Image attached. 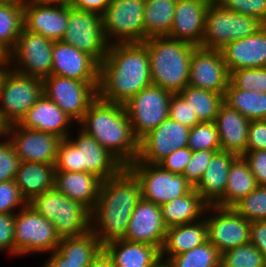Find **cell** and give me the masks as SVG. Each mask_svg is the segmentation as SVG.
Here are the masks:
<instances>
[{
  "label": "cell",
  "instance_id": "obj_54",
  "mask_svg": "<svg viewBox=\"0 0 266 267\" xmlns=\"http://www.w3.org/2000/svg\"><path fill=\"white\" fill-rule=\"evenodd\" d=\"M111 0H69V5L79 10L94 12L102 16Z\"/></svg>",
  "mask_w": 266,
  "mask_h": 267
},
{
  "label": "cell",
  "instance_id": "obj_3",
  "mask_svg": "<svg viewBox=\"0 0 266 267\" xmlns=\"http://www.w3.org/2000/svg\"><path fill=\"white\" fill-rule=\"evenodd\" d=\"M78 124L125 167L138 158L139 139L133 133L123 104L108 102L97 96Z\"/></svg>",
  "mask_w": 266,
  "mask_h": 267
},
{
  "label": "cell",
  "instance_id": "obj_38",
  "mask_svg": "<svg viewBox=\"0 0 266 267\" xmlns=\"http://www.w3.org/2000/svg\"><path fill=\"white\" fill-rule=\"evenodd\" d=\"M23 9L16 4L0 2V45L9 53L23 28Z\"/></svg>",
  "mask_w": 266,
  "mask_h": 267
},
{
  "label": "cell",
  "instance_id": "obj_61",
  "mask_svg": "<svg viewBox=\"0 0 266 267\" xmlns=\"http://www.w3.org/2000/svg\"><path fill=\"white\" fill-rule=\"evenodd\" d=\"M38 2H61V3H68L69 0H34Z\"/></svg>",
  "mask_w": 266,
  "mask_h": 267
},
{
  "label": "cell",
  "instance_id": "obj_5",
  "mask_svg": "<svg viewBox=\"0 0 266 267\" xmlns=\"http://www.w3.org/2000/svg\"><path fill=\"white\" fill-rule=\"evenodd\" d=\"M55 171L88 172L102 181L118 175L125 166L104 149L100 143L83 130L78 131L76 139L61 140L54 163Z\"/></svg>",
  "mask_w": 266,
  "mask_h": 267
},
{
  "label": "cell",
  "instance_id": "obj_15",
  "mask_svg": "<svg viewBox=\"0 0 266 267\" xmlns=\"http://www.w3.org/2000/svg\"><path fill=\"white\" fill-rule=\"evenodd\" d=\"M98 87L99 83H86L63 76L50 75L43 79V93L77 123L98 96Z\"/></svg>",
  "mask_w": 266,
  "mask_h": 267
},
{
  "label": "cell",
  "instance_id": "obj_30",
  "mask_svg": "<svg viewBox=\"0 0 266 267\" xmlns=\"http://www.w3.org/2000/svg\"><path fill=\"white\" fill-rule=\"evenodd\" d=\"M115 267H151L160 259V250L153 245L114 240L103 245Z\"/></svg>",
  "mask_w": 266,
  "mask_h": 267
},
{
  "label": "cell",
  "instance_id": "obj_13",
  "mask_svg": "<svg viewBox=\"0 0 266 267\" xmlns=\"http://www.w3.org/2000/svg\"><path fill=\"white\" fill-rule=\"evenodd\" d=\"M172 94L160 86L151 84L123 104L133 133L139 140L169 117Z\"/></svg>",
  "mask_w": 266,
  "mask_h": 267
},
{
  "label": "cell",
  "instance_id": "obj_45",
  "mask_svg": "<svg viewBox=\"0 0 266 267\" xmlns=\"http://www.w3.org/2000/svg\"><path fill=\"white\" fill-rule=\"evenodd\" d=\"M221 150H200L192 151V156L185 166L183 175L191 183L196 186L202 179L206 168L209 166L213 155Z\"/></svg>",
  "mask_w": 266,
  "mask_h": 267
},
{
  "label": "cell",
  "instance_id": "obj_7",
  "mask_svg": "<svg viewBox=\"0 0 266 267\" xmlns=\"http://www.w3.org/2000/svg\"><path fill=\"white\" fill-rule=\"evenodd\" d=\"M263 26L257 18L228 10L212 0L206 10L200 47L222 50L230 42L255 34Z\"/></svg>",
  "mask_w": 266,
  "mask_h": 267
},
{
  "label": "cell",
  "instance_id": "obj_58",
  "mask_svg": "<svg viewBox=\"0 0 266 267\" xmlns=\"http://www.w3.org/2000/svg\"><path fill=\"white\" fill-rule=\"evenodd\" d=\"M32 1H34V0H0V2L16 4V5L21 6L23 8L26 7Z\"/></svg>",
  "mask_w": 266,
  "mask_h": 267
},
{
  "label": "cell",
  "instance_id": "obj_44",
  "mask_svg": "<svg viewBox=\"0 0 266 267\" xmlns=\"http://www.w3.org/2000/svg\"><path fill=\"white\" fill-rule=\"evenodd\" d=\"M222 7L252 16L266 25V0H215Z\"/></svg>",
  "mask_w": 266,
  "mask_h": 267
},
{
  "label": "cell",
  "instance_id": "obj_48",
  "mask_svg": "<svg viewBox=\"0 0 266 267\" xmlns=\"http://www.w3.org/2000/svg\"><path fill=\"white\" fill-rule=\"evenodd\" d=\"M169 118L179 122L180 124L193 128L200 123L196 114L178 93L172 94L169 102Z\"/></svg>",
  "mask_w": 266,
  "mask_h": 267
},
{
  "label": "cell",
  "instance_id": "obj_27",
  "mask_svg": "<svg viewBox=\"0 0 266 267\" xmlns=\"http://www.w3.org/2000/svg\"><path fill=\"white\" fill-rule=\"evenodd\" d=\"M222 151L242 156L246 152L250 120L223 103L215 118Z\"/></svg>",
  "mask_w": 266,
  "mask_h": 267
},
{
  "label": "cell",
  "instance_id": "obj_2",
  "mask_svg": "<svg viewBox=\"0 0 266 267\" xmlns=\"http://www.w3.org/2000/svg\"><path fill=\"white\" fill-rule=\"evenodd\" d=\"M141 198L139 180L127 167L102 181L98 202L91 211V231L102 245L125 237L131 214Z\"/></svg>",
  "mask_w": 266,
  "mask_h": 267
},
{
  "label": "cell",
  "instance_id": "obj_4",
  "mask_svg": "<svg viewBox=\"0 0 266 267\" xmlns=\"http://www.w3.org/2000/svg\"><path fill=\"white\" fill-rule=\"evenodd\" d=\"M143 43L150 58L152 84L173 94L181 92L189 84L191 55L197 46L167 36L147 38Z\"/></svg>",
  "mask_w": 266,
  "mask_h": 267
},
{
  "label": "cell",
  "instance_id": "obj_32",
  "mask_svg": "<svg viewBox=\"0 0 266 267\" xmlns=\"http://www.w3.org/2000/svg\"><path fill=\"white\" fill-rule=\"evenodd\" d=\"M207 207L193 188L188 194L162 204V219L167 228L192 223L204 217Z\"/></svg>",
  "mask_w": 266,
  "mask_h": 267
},
{
  "label": "cell",
  "instance_id": "obj_49",
  "mask_svg": "<svg viewBox=\"0 0 266 267\" xmlns=\"http://www.w3.org/2000/svg\"><path fill=\"white\" fill-rule=\"evenodd\" d=\"M15 214L0 213V251L15 255L14 242Z\"/></svg>",
  "mask_w": 266,
  "mask_h": 267
},
{
  "label": "cell",
  "instance_id": "obj_47",
  "mask_svg": "<svg viewBox=\"0 0 266 267\" xmlns=\"http://www.w3.org/2000/svg\"><path fill=\"white\" fill-rule=\"evenodd\" d=\"M26 204L14 180L0 183V213L15 214L16 208H23Z\"/></svg>",
  "mask_w": 266,
  "mask_h": 267
},
{
  "label": "cell",
  "instance_id": "obj_60",
  "mask_svg": "<svg viewBox=\"0 0 266 267\" xmlns=\"http://www.w3.org/2000/svg\"><path fill=\"white\" fill-rule=\"evenodd\" d=\"M10 64H0V83L4 73L8 70ZM7 67V68H6Z\"/></svg>",
  "mask_w": 266,
  "mask_h": 267
},
{
  "label": "cell",
  "instance_id": "obj_55",
  "mask_svg": "<svg viewBox=\"0 0 266 267\" xmlns=\"http://www.w3.org/2000/svg\"><path fill=\"white\" fill-rule=\"evenodd\" d=\"M50 254L51 256L47 259L43 267H88L91 264L67 262V258L58 249H55Z\"/></svg>",
  "mask_w": 266,
  "mask_h": 267
},
{
  "label": "cell",
  "instance_id": "obj_21",
  "mask_svg": "<svg viewBox=\"0 0 266 267\" xmlns=\"http://www.w3.org/2000/svg\"><path fill=\"white\" fill-rule=\"evenodd\" d=\"M100 64L89 54L62 41L53 43L52 75L99 83Z\"/></svg>",
  "mask_w": 266,
  "mask_h": 267
},
{
  "label": "cell",
  "instance_id": "obj_57",
  "mask_svg": "<svg viewBox=\"0 0 266 267\" xmlns=\"http://www.w3.org/2000/svg\"><path fill=\"white\" fill-rule=\"evenodd\" d=\"M9 63V52L0 45V64Z\"/></svg>",
  "mask_w": 266,
  "mask_h": 267
},
{
  "label": "cell",
  "instance_id": "obj_12",
  "mask_svg": "<svg viewBox=\"0 0 266 267\" xmlns=\"http://www.w3.org/2000/svg\"><path fill=\"white\" fill-rule=\"evenodd\" d=\"M144 6L145 0L110 1L102 15L103 32L109 44L144 42Z\"/></svg>",
  "mask_w": 266,
  "mask_h": 267
},
{
  "label": "cell",
  "instance_id": "obj_19",
  "mask_svg": "<svg viewBox=\"0 0 266 267\" xmlns=\"http://www.w3.org/2000/svg\"><path fill=\"white\" fill-rule=\"evenodd\" d=\"M230 83V72L224 62L221 50L197 46L191 55L190 86L225 94Z\"/></svg>",
  "mask_w": 266,
  "mask_h": 267
},
{
  "label": "cell",
  "instance_id": "obj_22",
  "mask_svg": "<svg viewBox=\"0 0 266 267\" xmlns=\"http://www.w3.org/2000/svg\"><path fill=\"white\" fill-rule=\"evenodd\" d=\"M167 227L162 219L161 206L141 198L131 214L124 240L162 248Z\"/></svg>",
  "mask_w": 266,
  "mask_h": 267
},
{
  "label": "cell",
  "instance_id": "obj_11",
  "mask_svg": "<svg viewBox=\"0 0 266 267\" xmlns=\"http://www.w3.org/2000/svg\"><path fill=\"white\" fill-rule=\"evenodd\" d=\"M62 42L92 56L99 64L107 55L109 43L103 32L102 16L71 7L68 3V23Z\"/></svg>",
  "mask_w": 266,
  "mask_h": 267
},
{
  "label": "cell",
  "instance_id": "obj_34",
  "mask_svg": "<svg viewBox=\"0 0 266 267\" xmlns=\"http://www.w3.org/2000/svg\"><path fill=\"white\" fill-rule=\"evenodd\" d=\"M177 0H145L143 22L144 41L164 37L170 33Z\"/></svg>",
  "mask_w": 266,
  "mask_h": 267
},
{
  "label": "cell",
  "instance_id": "obj_42",
  "mask_svg": "<svg viewBox=\"0 0 266 267\" xmlns=\"http://www.w3.org/2000/svg\"><path fill=\"white\" fill-rule=\"evenodd\" d=\"M188 147L192 151L221 150L215 122H200L190 128Z\"/></svg>",
  "mask_w": 266,
  "mask_h": 267
},
{
  "label": "cell",
  "instance_id": "obj_18",
  "mask_svg": "<svg viewBox=\"0 0 266 267\" xmlns=\"http://www.w3.org/2000/svg\"><path fill=\"white\" fill-rule=\"evenodd\" d=\"M5 137L12 142L21 162L54 164L61 138L39 130L27 129L18 123L5 128Z\"/></svg>",
  "mask_w": 266,
  "mask_h": 267
},
{
  "label": "cell",
  "instance_id": "obj_29",
  "mask_svg": "<svg viewBox=\"0 0 266 267\" xmlns=\"http://www.w3.org/2000/svg\"><path fill=\"white\" fill-rule=\"evenodd\" d=\"M208 241L207 224L204 217L198 221L167 228L160 258L180 255Z\"/></svg>",
  "mask_w": 266,
  "mask_h": 267
},
{
  "label": "cell",
  "instance_id": "obj_53",
  "mask_svg": "<svg viewBox=\"0 0 266 267\" xmlns=\"http://www.w3.org/2000/svg\"><path fill=\"white\" fill-rule=\"evenodd\" d=\"M249 242L263 254L266 261V220L251 222Z\"/></svg>",
  "mask_w": 266,
  "mask_h": 267
},
{
  "label": "cell",
  "instance_id": "obj_28",
  "mask_svg": "<svg viewBox=\"0 0 266 267\" xmlns=\"http://www.w3.org/2000/svg\"><path fill=\"white\" fill-rule=\"evenodd\" d=\"M102 180L88 172L55 171L54 187L92 211L98 202Z\"/></svg>",
  "mask_w": 266,
  "mask_h": 267
},
{
  "label": "cell",
  "instance_id": "obj_41",
  "mask_svg": "<svg viewBox=\"0 0 266 267\" xmlns=\"http://www.w3.org/2000/svg\"><path fill=\"white\" fill-rule=\"evenodd\" d=\"M232 208L250 222L266 220V186H258Z\"/></svg>",
  "mask_w": 266,
  "mask_h": 267
},
{
  "label": "cell",
  "instance_id": "obj_6",
  "mask_svg": "<svg viewBox=\"0 0 266 267\" xmlns=\"http://www.w3.org/2000/svg\"><path fill=\"white\" fill-rule=\"evenodd\" d=\"M28 204L55 226L60 239L91 230V211L55 187L32 198Z\"/></svg>",
  "mask_w": 266,
  "mask_h": 267
},
{
  "label": "cell",
  "instance_id": "obj_24",
  "mask_svg": "<svg viewBox=\"0 0 266 267\" xmlns=\"http://www.w3.org/2000/svg\"><path fill=\"white\" fill-rule=\"evenodd\" d=\"M221 53L230 73L245 68L266 67V25L253 35L230 42Z\"/></svg>",
  "mask_w": 266,
  "mask_h": 267
},
{
  "label": "cell",
  "instance_id": "obj_14",
  "mask_svg": "<svg viewBox=\"0 0 266 267\" xmlns=\"http://www.w3.org/2000/svg\"><path fill=\"white\" fill-rule=\"evenodd\" d=\"M53 43L40 34L22 28L16 46L9 53V67L23 75L41 79L52 75Z\"/></svg>",
  "mask_w": 266,
  "mask_h": 267
},
{
  "label": "cell",
  "instance_id": "obj_40",
  "mask_svg": "<svg viewBox=\"0 0 266 267\" xmlns=\"http://www.w3.org/2000/svg\"><path fill=\"white\" fill-rule=\"evenodd\" d=\"M221 267H266V261L263 254L249 242L223 252Z\"/></svg>",
  "mask_w": 266,
  "mask_h": 267
},
{
  "label": "cell",
  "instance_id": "obj_1",
  "mask_svg": "<svg viewBox=\"0 0 266 267\" xmlns=\"http://www.w3.org/2000/svg\"><path fill=\"white\" fill-rule=\"evenodd\" d=\"M152 84L150 58L143 42L110 44L100 63L98 96L125 104Z\"/></svg>",
  "mask_w": 266,
  "mask_h": 267
},
{
  "label": "cell",
  "instance_id": "obj_59",
  "mask_svg": "<svg viewBox=\"0 0 266 267\" xmlns=\"http://www.w3.org/2000/svg\"><path fill=\"white\" fill-rule=\"evenodd\" d=\"M151 267H171L166 259H158Z\"/></svg>",
  "mask_w": 266,
  "mask_h": 267
},
{
  "label": "cell",
  "instance_id": "obj_20",
  "mask_svg": "<svg viewBox=\"0 0 266 267\" xmlns=\"http://www.w3.org/2000/svg\"><path fill=\"white\" fill-rule=\"evenodd\" d=\"M67 23L68 3L32 1L23 9V28L54 42L61 41Z\"/></svg>",
  "mask_w": 266,
  "mask_h": 267
},
{
  "label": "cell",
  "instance_id": "obj_9",
  "mask_svg": "<svg viewBox=\"0 0 266 267\" xmlns=\"http://www.w3.org/2000/svg\"><path fill=\"white\" fill-rule=\"evenodd\" d=\"M60 238L51 221L37 213L28 203L15 212L14 242L15 256L30 253H52Z\"/></svg>",
  "mask_w": 266,
  "mask_h": 267
},
{
  "label": "cell",
  "instance_id": "obj_16",
  "mask_svg": "<svg viewBox=\"0 0 266 267\" xmlns=\"http://www.w3.org/2000/svg\"><path fill=\"white\" fill-rule=\"evenodd\" d=\"M207 213L210 215L208 216ZM205 219L208 241L221 254L249 243L251 222L238 214L232 207L208 206L205 211Z\"/></svg>",
  "mask_w": 266,
  "mask_h": 267
},
{
  "label": "cell",
  "instance_id": "obj_26",
  "mask_svg": "<svg viewBox=\"0 0 266 267\" xmlns=\"http://www.w3.org/2000/svg\"><path fill=\"white\" fill-rule=\"evenodd\" d=\"M237 157L232 152H216L206 168L202 179L194 187L208 205L223 207V195L228 181V172L233 160Z\"/></svg>",
  "mask_w": 266,
  "mask_h": 267
},
{
  "label": "cell",
  "instance_id": "obj_36",
  "mask_svg": "<svg viewBox=\"0 0 266 267\" xmlns=\"http://www.w3.org/2000/svg\"><path fill=\"white\" fill-rule=\"evenodd\" d=\"M57 249L67 258V262L91 263L103 250V245L90 230L80 236L62 238Z\"/></svg>",
  "mask_w": 266,
  "mask_h": 267
},
{
  "label": "cell",
  "instance_id": "obj_51",
  "mask_svg": "<svg viewBox=\"0 0 266 267\" xmlns=\"http://www.w3.org/2000/svg\"><path fill=\"white\" fill-rule=\"evenodd\" d=\"M191 156L192 150L189 147L177 149L161 160L158 165L174 174H183L185 166L187 165Z\"/></svg>",
  "mask_w": 266,
  "mask_h": 267
},
{
  "label": "cell",
  "instance_id": "obj_37",
  "mask_svg": "<svg viewBox=\"0 0 266 267\" xmlns=\"http://www.w3.org/2000/svg\"><path fill=\"white\" fill-rule=\"evenodd\" d=\"M196 114L200 122H214L220 106L224 103V94L211 92L187 85L178 93Z\"/></svg>",
  "mask_w": 266,
  "mask_h": 267
},
{
  "label": "cell",
  "instance_id": "obj_35",
  "mask_svg": "<svg viewBox=\"0 0 266 267\" xmlns=\"http://www.w3.org/2000/svg\"><path fill=\"white\" fill-rule=\"evenodd\" d=\"M224 103L250 121L266 120V93L238 89L230 82L224 94Z\"/></svg>",
  "mask_w": 266,
  "mask_h": 267
},
{
  "label": "cell",
  "instance_id": "obj_43",
  "mask_svg": "<svg viewBox=\"0 0 266 267\" xmlns=\"http://www.w3.org/2000/svg\"><path fill=\"white\" fill-rule=\"evenodd\" d=\"M230 82L238 89L266 93V67L235 70Z\"/></svg>",
  "mask_w": 266,
  "mask_h": 267
},
{
  "label": "cell",
  "instance_id": "obj_56",
  "mask_svg": "<svg viewBox=\"0 0 266 267\" xmlns=\"http://www.w3.org/2000/svg\"><path fill=\"white\" fill-rule=\"evenodd\" d=\"M88 267H115L112 259L102 250Z\"/></svg>",
  "mask_w": 266,
  "mask_h": 267
},
{
  "label": "cell",
  "instance_id": "obj_33",
  "mask_svg": "<svg viewBox=\"0 0 266 267\" xmlns=\"http://www.w3.org/2000/svg\"><path fill=\"white\" fill-rule=\"evenodd\" d=\"M258 187L243 156H237L230 165L228 181L223 195V207H232Z\"/></svg>",
  "mask_w": 266,
  "mask_h": 267
},
{
  "label": "cell",
  "instance_id": "obj_39",
  "mask_svg": "<svg viewBox=\"0 0 266 267\" xmlns=\"http://www.w3.org/2000/svg\"><path fill=\"white\" fill-rule=\"evenodd\" d=\"M167 261L171 267H221V253L206 241L187 252L169 257Z\"/></svg>",
  "mask_w": 266,
  "mask_h": 267
},
{
  "label": "cell",
  "instance_id": "obj_10",
  "mask_svg": "<svg viewBox=\"0 0 266 267\" xmlns=\"http://www.w3.org/2000/svg\"><path fill=\"white\" fill-rule=\"evenodd\" d=\"M127 168L139 180L142 198L160 206L194 188L183 174H174L158 164L133 162Z\"/></svg>",
  "mask_w": 266,
  "mask_h": 267
},
{
  "label": "cell",
  "instance_id": "obj_46",
  "mask_svg": "<svg viewBox=\"0 0 266 267\" xmlns=\"http://www.w3.org/2000/svg\"><path fill=\"white\" fill-rule=\"evenodd\" d=\"M6 139L0 141V183L14 180L21 163L12 142L8 137Z\"/></svg>",
  "mask_w": 266,
  "mask_h": 267
},
{
  "label": "cell",
  "instance_id": "obj_25",
  "mask_svg": "<svg viewBox=\"0 0 266 267\" xmlns=\"http://www.w3.org/2000/svg\"><path fill=\"white\" fill-rule=\"evenodd\" d=\"M71 122L74 123L43 93L18 124L27 129L43 131L64 139L72 136L69 133Z\"/></svg>",
  "mask_w": 266,
  "mask_h": 267
},
{
  "label": "cell",
  "instance_id": "obj_8",
  "mask_svg": "<svg viewBox=\"0 0 266 267\" xmlns=\"http://www.w3.org/2000/svg\"><path fill=\"white\" fill-rule=\"evenodd\" d=\"M43 94V79L26 76L10 67L0 83V120L5 125L19 123Z\"/></svg>",
  "mask_w": 266,
  "mask_h": 267
},
{
  "label": "cell",
  "instance_id": "obj_17",
  "mask_svg": "<svg viewBox=\"0 0 266 267\" xmlns=\"http://www.w3.org/2000/svg\"><path fill=\"white\" fill-rule=\"evenodd\" d=\"M189 135V127L168 117L139 140V154L134 162L158 164L177 149L188 147Z\"/></svg>",
  "mask_w": 266,
  "mask_h": 267
},
{
  "label": "cell",
  "instance_id": "obj_23",
  "mask_svg": "<svg viewBox=\"0 0 266 267\" xmlns=\"http://www.w3.org/2000/svg\"><path fill=\"white\" fill-rule=\"evenodd\" d=\"M212 0H177L167 37L201 46L206 10Z\"/></svg>",
  "mask_w": 266,
  "mask_h": 267
},
{
  "label": "cell",
  "instance_id": "obj_52",
  "mask_svg": "<svg viewBox=\"0 0 266 267\" xmlns=\"http://www.w3.org/2000/svg\"><path fill=\"white\" fill-rule=\"evenodd\" d=\"M266 150V120L250 121L246 151Z\"/></svg>",
  "mask_w": 266,
  "mask_h": 267
},
{
  "label": "cell",
  "instance_id": "obj_50",
  "mask_svg": "<svg viewBox=\"0 0 266 267\" xmlns=\"http://www.w3.org/2000/svg\"><path fill=\"white\" fill-rule=\"evenodd\" d=\"M258 186H266V150L246 151L243 155Z\"/></svg>",
  "mask_w": 266,
  "mask_h": 267
},
{
  "label": "cell",
  "instance_id": "obj_31",
  "mask_svg": "<svg viewBox=\"0 0 266 267\" xmlns=\"http://www.w3.org/2000/svg\"><path fill=\"white\" fill-rule=\"evenodd\" d=\"M54 180V164L37 162H21L14 179L27 203L35 196L54 188Z\"/></svg>",
  "mask_w": 266,
  "mask_h": 267
}]
</instances>
